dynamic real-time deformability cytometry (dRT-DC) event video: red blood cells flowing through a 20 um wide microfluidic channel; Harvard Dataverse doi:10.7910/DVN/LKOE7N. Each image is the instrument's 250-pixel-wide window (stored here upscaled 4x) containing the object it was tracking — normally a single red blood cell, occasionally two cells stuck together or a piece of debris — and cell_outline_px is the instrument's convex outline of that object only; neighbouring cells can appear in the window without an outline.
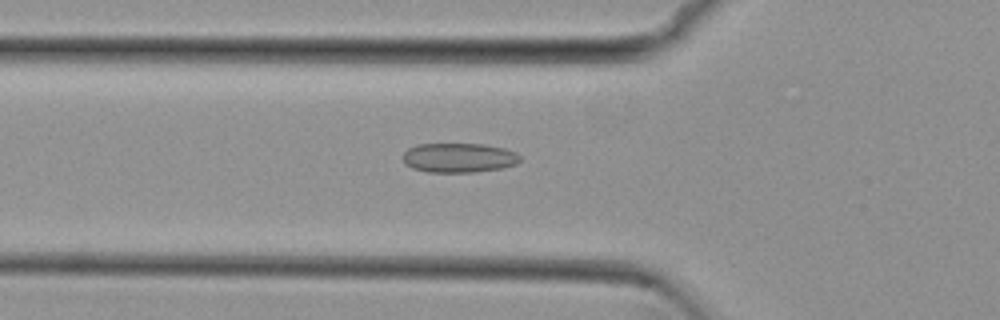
{"species": "common noctule bat (a hibernating species)", "species_latin": "Nyctalus noctula", "temperature_condition": "cold", "stored_images_in_passage": 54, "camera_frame_rate_fps": 3000, "um_per_image_px": 0.085, "animal": {"sex": "female", "body_mass_g": 29.2, "forearm_length_mm": 56.3}, "frame": {"image": 1, "passage_image": 19, "time_ms": 6.0, "image_size_px": [1000, 320], "cell_outline_px": [[520, 160], [516, 164], [504, 168], [472, 172], [428, 172], [412, 168], [404, 164], [404, 152], [408, 148], [416, 144], [484, 144], [504, 148], [516, 152], [520, 156]], "centroid_in_image_um": [39.01, 13.41], "position_along_channel_um": 86.8, "area_um2": 20.23}}
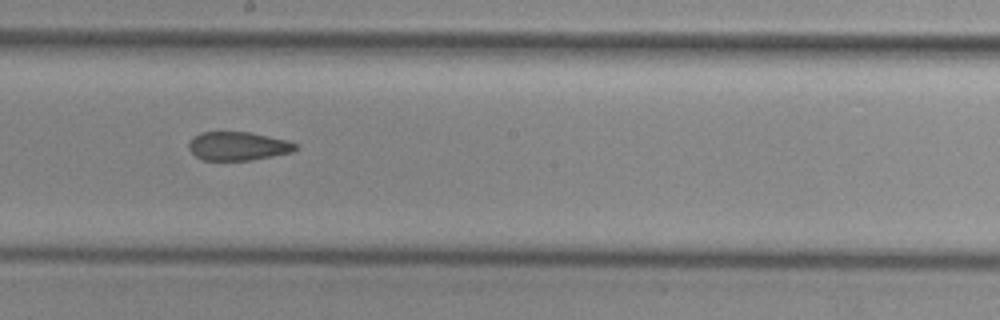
{"frame": {"image": 2, "passage_image": 30, "time_ms": 9.667, "image_size_px": [1000, 320], "cell_outline_px": [[296, 148], [292, 152], [272, 156], [248, 160], [204, 160], [196, 156], [188, 148], [188, 144], [200, 132], [252, 132], [288, 140], [296, 144]], "centroid_in_image_um": [20.24, 12.41], "position_along_channel_um": 228.0, "area_um2": 17.63}}
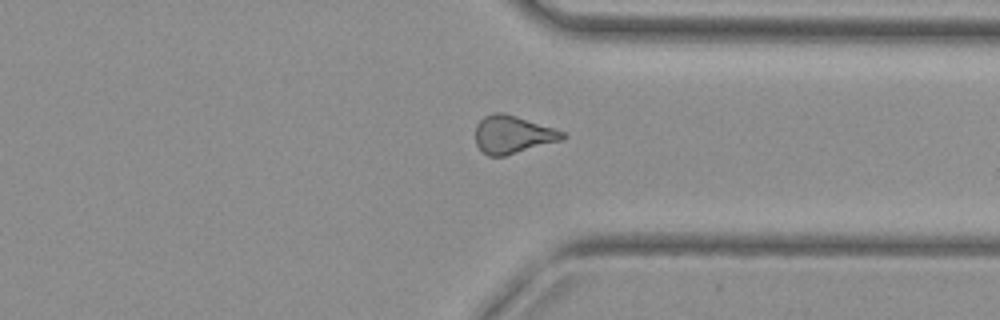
{"frame": {"image": 3, "passage_image": 41, "time_ms": 13.333, "image_size_px": [1000, 320], "cell_outline_px": [[568, 136], [564, 140], [504, 156], [488, 156], [476, 144], [476, 124], [484, 116], [492, 112], [504, 112], [564, 132]], "centroid_in_image_um": [43.59, 11.43], "position_along_channel_um": 367.8, "area_um2": 19.19}, "authors_computed_cell_mechanics": {"area_um2": 19.4786, "velocity_mm_per_s": 3.8376, "shape_relaxation_time_tau1_ms": null, "shape_relaxation_time_tau2_ms": 2.8428, "deformation_change_tau1": null, "deformation_change_tau2": 0.1}}